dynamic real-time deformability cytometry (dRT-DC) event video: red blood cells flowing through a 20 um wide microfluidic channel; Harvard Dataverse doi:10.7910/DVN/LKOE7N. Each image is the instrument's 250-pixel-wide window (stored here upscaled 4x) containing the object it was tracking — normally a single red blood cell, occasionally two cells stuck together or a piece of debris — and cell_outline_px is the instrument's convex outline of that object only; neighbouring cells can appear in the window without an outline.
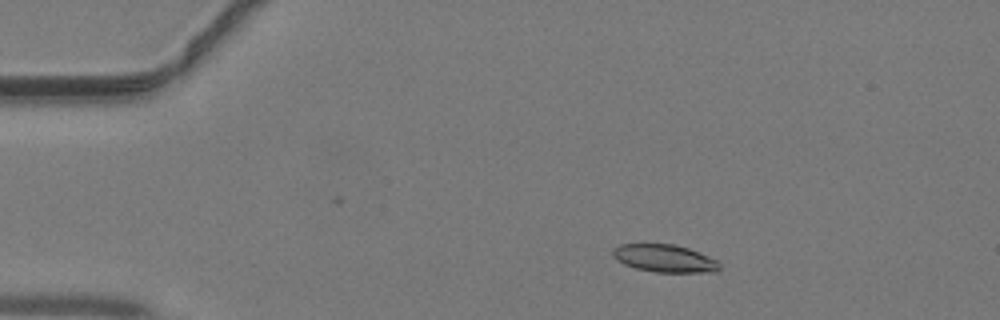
{"species": "common noctule bat (a hibernating species)", "species_latin": "Nyctalus noctula", "temperature_condition": "warm", "stored_images_in_passage": 25, "camera_frame_rate_fps": 3000, "um_per_image_px": 0.085, "animal": {"sex": "male", "body_mass_g": 19.2, "forearm_length_mm": 51.8}, "frame": {"image": 1, "passage_image": 5, "time_ms": 1.333, "image_size_px": [1000, 320], "cell_outline_px": [[720, 268], [716, 272], [656, 272], [636, 268], [624, 264], [616, 260], [612, 256], [612, 248], [620, 244], [676, 244], [688, 248], [708, 256], [716, 260], [720, 264]], "centroid_in_image_um": [56.46, 21.95], "position_along_channel_um": 28.5, "area_um2": 17.22}}
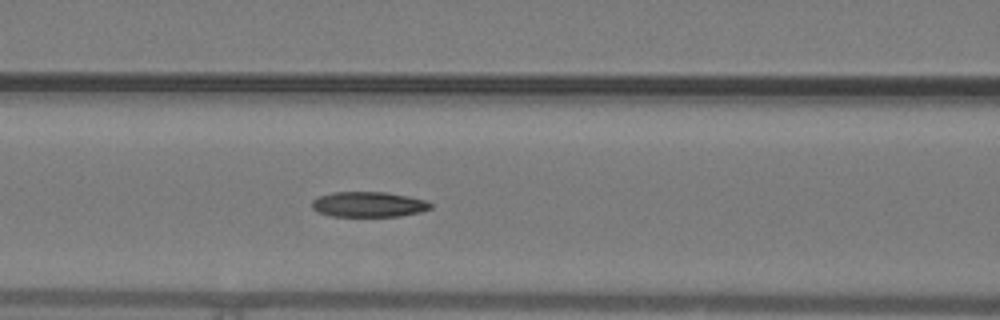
{"frame": {"image": 2, "passage_image": 16, "time_ms": 5.0, "image_size_px": [1000, 320], "cell_outline_px": [[432, 208], [420, 212], [400, 216], [332, 216], [320, 212], [312, 208], [312, 200], [320, 196], [332, 192], [388, 192], [408, 196], [424, 200], [432, 204]], "centroid_in_image_um": [31.34, 17.37], "position_along_channel_um": 135.3, "area_um2": 17.4}}
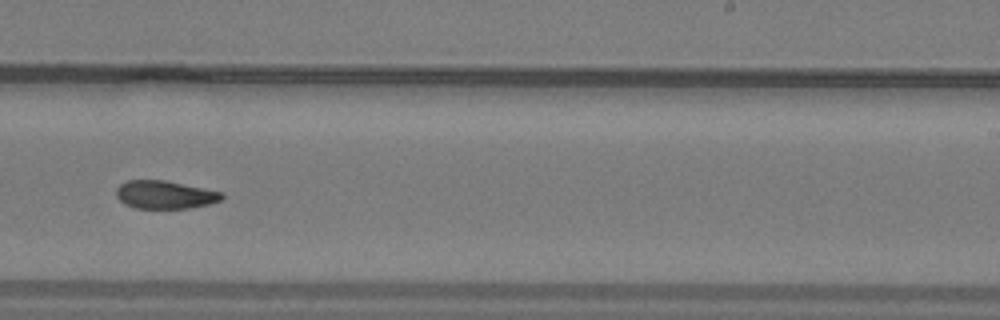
{"frame": {"image": 3, "passage_image": 25, "time_ms": 8.0, "image_size_px": [1000, 320], "cell_outline_px": [[224, 196], [220, 200], [208, 204], [188, 208], [136, 208], [124, 204], [116, 196], [116, 188], [120, 184], [128, 180], [164, 180], [224, 192]], "centroid_in_image_um": [14.0, 16.54], "position_along_channel_um": 275.0, "area_um2": 17.22}}